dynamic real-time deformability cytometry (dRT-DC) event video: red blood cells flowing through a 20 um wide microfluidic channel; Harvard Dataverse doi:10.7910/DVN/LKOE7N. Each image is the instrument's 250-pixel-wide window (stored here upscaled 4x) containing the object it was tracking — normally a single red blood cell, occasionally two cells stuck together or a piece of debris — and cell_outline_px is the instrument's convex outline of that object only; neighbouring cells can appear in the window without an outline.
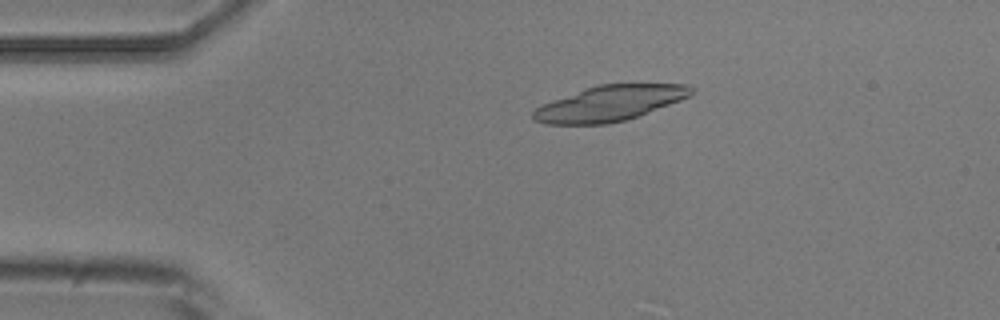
{"species": "common noctule bat (a hibernating species)", "species_latin": "Nyctalus noctula", "temperature_condition": "room temperature", "stored_images_in_passage": 4, "camera_frame_rate_fps": 3000, "um_per_image_px": 0.085, "animal": {"sex": "male", "body_mass_g": 20.5, "forearm_length_mm": 52.5}, "frame": {"image": 1, "passage_image": 3, "time_ms": 2.333, "image_size_px": [1000, 320], "cell_outline_px": [[696, 92], [692, 96], [636, 116], [624, 120], [608, 124], [548, 124], [536, 120], [532, 116], [532, 112], [536, 108], [552, 100], [584, 88], [596, 84], [688, 84], [696, 88]], "centroid_in_image_um": [51.87, 8.76], "position_along_channel_um": 33.1, "area_um2": 32.48}}